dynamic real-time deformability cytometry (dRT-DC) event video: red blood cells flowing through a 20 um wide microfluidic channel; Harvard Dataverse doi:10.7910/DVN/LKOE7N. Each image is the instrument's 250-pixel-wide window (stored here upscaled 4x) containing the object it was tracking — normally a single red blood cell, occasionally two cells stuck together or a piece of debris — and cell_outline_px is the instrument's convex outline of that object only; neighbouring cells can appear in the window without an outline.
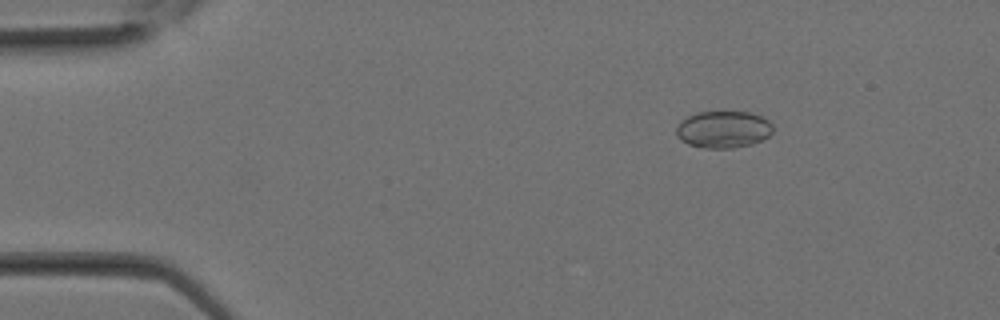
{"species": "Egyptian fruit bat (a non-hibernating species)", "species_latin": "Rousettus aegyptiacus", "temperature_condition": "room temperature", "stored_images_in_passage": 10, "camera_frame_rate_fps": 3000, "um_per_image_px": 0.085, "animal": {"sex": "female"}, "frame": {"image": 1, "passage_image": 5, "time_ms": 1.333, "image_size_px": [1000, 320], "cell_outline_px": [[772, 132], [764, 140], [752, 144], [732, 148], [704, 148], [688, 144], [680, 140], [676, 136], [676, 128], [680, 120], [688, 116], [700, 112], [748, 112], [760, 116], [768, 120], [772, 124]], "centroid_in_image_um": [61.47, 11.01], "position_along_channel_um": 23.5, "area_um2": 20.92}}